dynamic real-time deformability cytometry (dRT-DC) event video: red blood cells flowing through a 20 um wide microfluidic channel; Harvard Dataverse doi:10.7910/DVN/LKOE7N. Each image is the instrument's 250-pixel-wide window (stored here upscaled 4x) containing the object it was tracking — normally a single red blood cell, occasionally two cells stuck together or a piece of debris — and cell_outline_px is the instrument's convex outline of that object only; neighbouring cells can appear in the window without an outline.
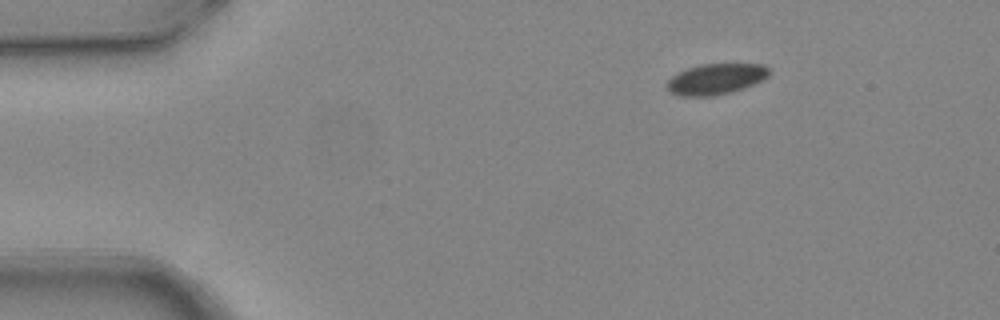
{"species": "common noctule bat (a hibernating species)", "species_latin": "Nyctalus noctula", "temperature_condition": "warm", "stored_images_in_passage": 3, "camera_frame_rate_fps": 3000, "um_per_image_px": 0.085, "animal": {"sex": "female", "body_mass_g": 24.6, "forearm_length_mm": 56.2}, "frame": {"image": 1, "passage_image": 1, "time_ms": 0.0, "image_size_px": [1000, 320], "cell_outline_px": [[768, 76], [744, 88], [712, 96], [680, 96], [668, 92], [668, 80], [672, 76], [688, 68], [704, 64], [764, 64], [768, 68]], "centroid_in_image_um": [60.82, 6.72], "position_along_channel_um": 24.2, "area_um2": 17.98}}